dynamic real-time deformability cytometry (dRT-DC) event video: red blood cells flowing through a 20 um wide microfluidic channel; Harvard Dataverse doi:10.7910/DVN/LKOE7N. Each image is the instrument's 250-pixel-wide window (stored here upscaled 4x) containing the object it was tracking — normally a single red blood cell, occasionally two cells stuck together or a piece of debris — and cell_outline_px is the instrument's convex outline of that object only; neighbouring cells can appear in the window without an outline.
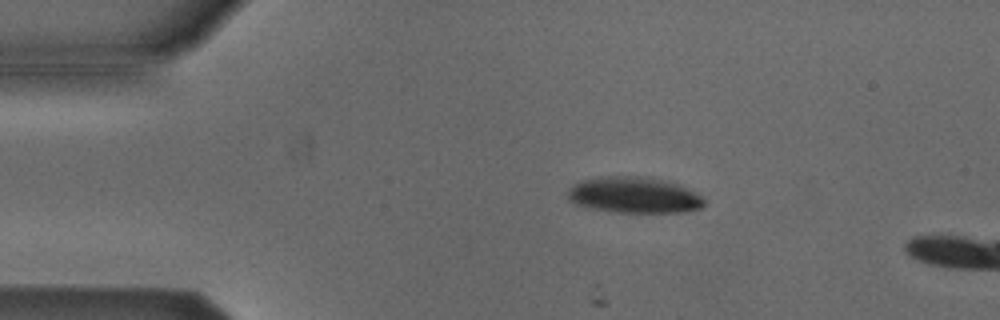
{"species": "Egyptian fruit bat (a non-hibernating species)", "species_latin": "Rousettus aegyptiacus", "temperature_condition": "cold", "stored_images_in_passage": 6, "camera_frame_rate_fps": 3000, "um_per_image_px": 0.085, "animal": {"sex": "male"}, "frame": {"image": 1, "passage_image": 1, "time_ms": 0.0, "image_size_px": [1000, 320], "cell_outline_px": [[704, 204], [700, 208], [684, 212], [616, 212], [588, 208], [576, 204], [568, 200], [568, 188], [572, 184], [580, 180], [608, 176], [652, 176], [680, 184], [696, 192], [704, 200]], "centroid_in_image_um": [53.88, 16.56], "position_along_channel_um": 31.1, "area_um2": 29.07}}